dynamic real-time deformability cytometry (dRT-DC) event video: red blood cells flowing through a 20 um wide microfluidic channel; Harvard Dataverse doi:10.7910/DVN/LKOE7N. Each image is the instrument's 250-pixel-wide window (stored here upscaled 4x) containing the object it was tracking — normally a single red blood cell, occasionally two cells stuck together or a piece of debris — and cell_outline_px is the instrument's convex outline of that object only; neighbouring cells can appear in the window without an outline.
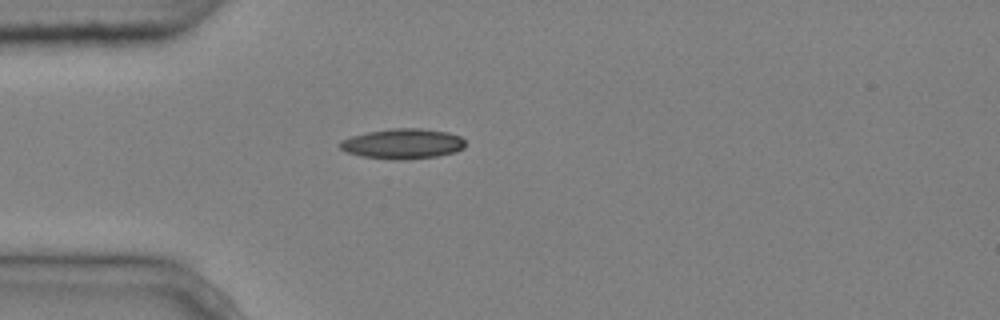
{"species": "common noctule bat (a hibernating species)", "species_latin": "Nyctalus noctula", "temperature_condition": "cold", "stored_images_in_passage": 3, "camera_frame_rate_fps": 3000, "um_per_image_px": 0.085, "animal": {"sex": "male", "body_mass_g": 20.4}, "frame": {"image": 1, "passage_image": 3, "time_ms": 0.667, "image_size_px": [1000, 320], "cell_outline_px": [[464, 148], [456, 152], [436, 156], [404, 160], [392, 160], [360, 156], [348, 152], [340, 148], [340, 140], [352, 136], [368, 132], [392, 128], [420, 128], [448, 132], [460, 136], [464, 140]], "centroid_in_image_um": [34.24, 12.22], "position_along_channel_um": 50.8, "area_um2": 22.08}}